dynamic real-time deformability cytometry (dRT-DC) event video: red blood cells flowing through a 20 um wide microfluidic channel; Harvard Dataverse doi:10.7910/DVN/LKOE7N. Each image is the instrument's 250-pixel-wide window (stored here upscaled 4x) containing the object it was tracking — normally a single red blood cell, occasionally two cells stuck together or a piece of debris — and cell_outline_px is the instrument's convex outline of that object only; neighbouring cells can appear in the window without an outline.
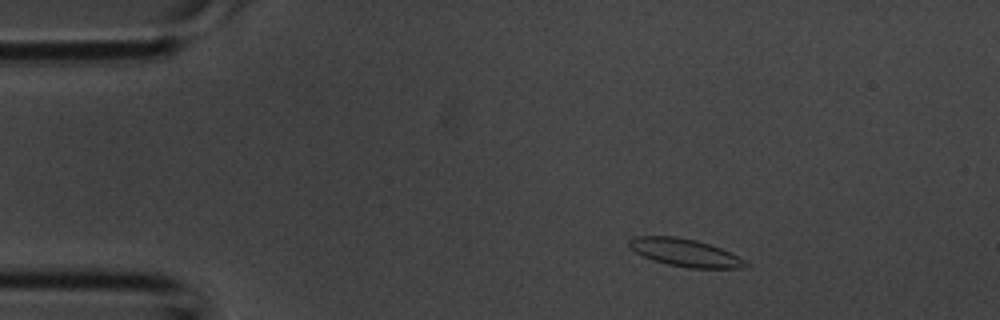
{"species": "common noctule bat (a hibernating species)", "species_latin": "Nyctalus noctula", "temperature_condition": "room temperature", "stored_images_in_passage": 3, "camera_frame_rate_fps": 3000, "um_per_image_px": 0.085, "animal": {"sex": "male", "body_mass_g": 20.1, "forearm_length_mm": 53.5}, "frame": {"image": 1, "passage_image": 1, "time_ms": 0.0, "image_size_px": [1000, 320], "cell_outline_px": [[752, 264], [740, 268], [688, 268], [668, 264], [652, 260], [636, 252], [628, 244], [628, 240], [636, 236], [676, 236], [696, 240], [720, 248], [748, 260]], "centroid_in_image_um": [58.27, 21.48], "position_along_channel_um": 26.7, "area_um2": 18.79}}